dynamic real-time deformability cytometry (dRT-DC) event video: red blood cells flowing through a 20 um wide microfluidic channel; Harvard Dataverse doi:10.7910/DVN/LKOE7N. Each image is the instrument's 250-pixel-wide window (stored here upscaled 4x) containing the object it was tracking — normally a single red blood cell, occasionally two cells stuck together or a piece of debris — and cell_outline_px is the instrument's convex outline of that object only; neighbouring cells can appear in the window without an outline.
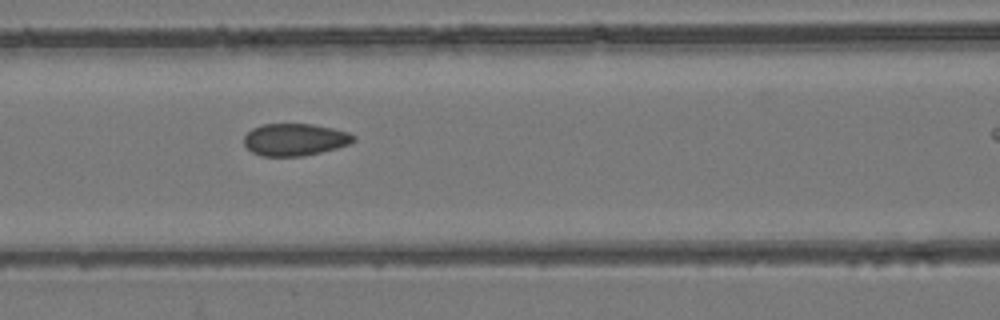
{"species": "common noctule bat (a hibernating species)", "species_latin": "Nyctalus noctula", "temperature_condition": "room temperature", "stored_images_in_passage": 8, "camera_frame_rate_fps": 3000, "um_per_image_px": 0.085, "animal": {"sex": "female", "body_mass_g": 24.6, "forearm_length_mm": 56.2}, "frame": {"image": 1, "passage_image": 4, "time_ms": 1.0, "image_size_px": [1000, 320], "cell_outline_px": [[356, 140], [348, 144], [336, 148], [304, 156], [260, 156], [252, 152], [244, 144], [244, 136], [252, 128], [260, 124], [312, 124], [332, 128], [348, 132], [356, 136]], "centroid_in_image_um": [25.05, 11.86], "position_along_channel_um": 141.6, "area_um2": 20.58}}
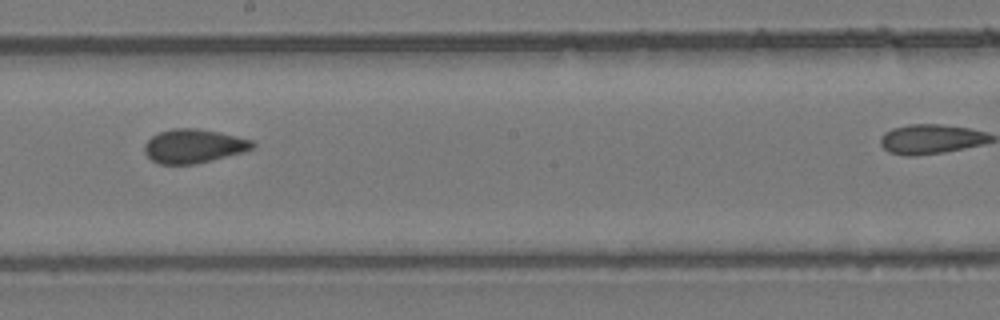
{"frame": {"image": 2, "passage_image": 6, "time_ms": 1.667, "image_size_px": [1000, 320], "cell_outline_px": [[256, 144], [252, 148], [244, 152], [196, 164], [160, 164], [152, 160], [144, 152], [144, 144], [152, 136], [160, 132], [172, 128], [196, 128], [236, 136], [252, 140]], "centroid_in_image_um": [16.45, 12.42], "position_along_channel_um": 231.8, "area_um2": 21.21}}
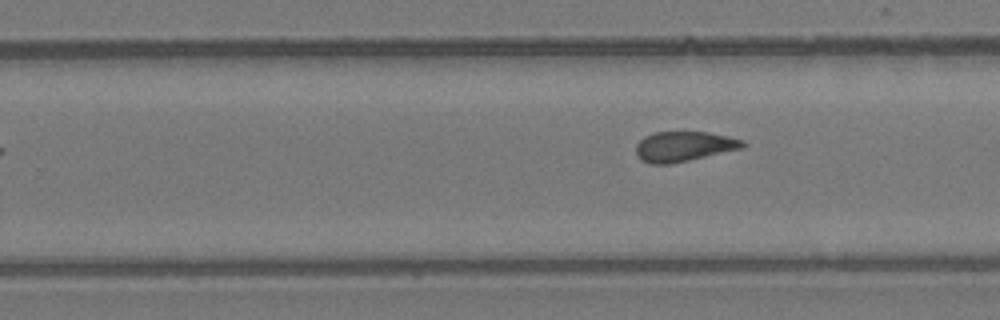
{"frame": {"image": 3, "passage_image": 8, "time_ms": 2.333, "image_size_px": [1000, 320], "cell_outline_px": [[748, 144], [744, 148], [688, 160], [668, 164], [648, 164], [640, 160], [636, 156], [636, 144], [644, 136], [652, 132], [708, 132], [728, 136], [744, 140]], "centroid_in_image_um": [58.12, 12.44], "position_along_channel_um": 271.7, "area_um2": 18.9}}